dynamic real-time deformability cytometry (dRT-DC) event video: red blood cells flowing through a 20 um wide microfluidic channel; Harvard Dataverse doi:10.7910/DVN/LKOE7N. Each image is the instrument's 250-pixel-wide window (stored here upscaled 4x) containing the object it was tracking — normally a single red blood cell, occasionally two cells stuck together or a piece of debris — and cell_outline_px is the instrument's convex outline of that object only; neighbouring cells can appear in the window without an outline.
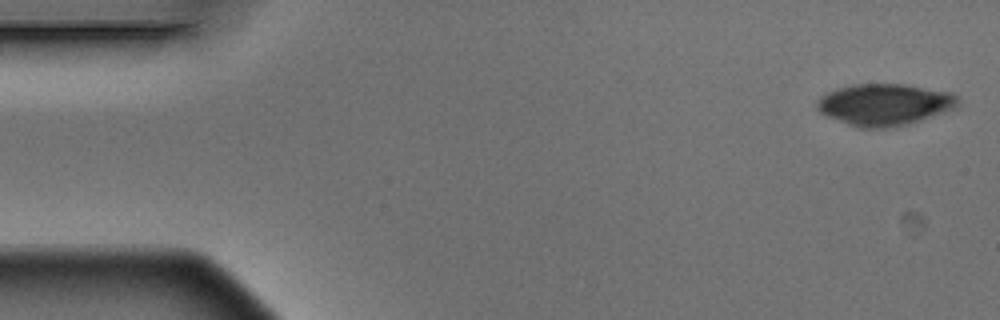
{"species": "Egyptian fruit bat (a non-hibernating species)", "species_latin": "Rousettus aegyptiacus", "temperature_condition": "warm", "stored_images_in_passage": 5, "camera_frame_rate_fps": 3000, "um_per_image_px": 0.085, "animal": {"sex": "male"}, "frame": {"image": 1, "passage_image": 1, "time_ms": 0.0, "image_size_px": [1000, 320], "cell_outline_px": [[960, 108], [908, 124], [892, 128], [860, 128], [848, 124], [828, 116], [820, 112], [816, 108], [816, 100], [820, 96], [836, 88], [852, 84], [904, 84], [952, 92], [960, 96]], "centroid_in_image_um": [75.25, 8.88], "position_along_channel_um": 9.7, "area_um2": 34.85}}